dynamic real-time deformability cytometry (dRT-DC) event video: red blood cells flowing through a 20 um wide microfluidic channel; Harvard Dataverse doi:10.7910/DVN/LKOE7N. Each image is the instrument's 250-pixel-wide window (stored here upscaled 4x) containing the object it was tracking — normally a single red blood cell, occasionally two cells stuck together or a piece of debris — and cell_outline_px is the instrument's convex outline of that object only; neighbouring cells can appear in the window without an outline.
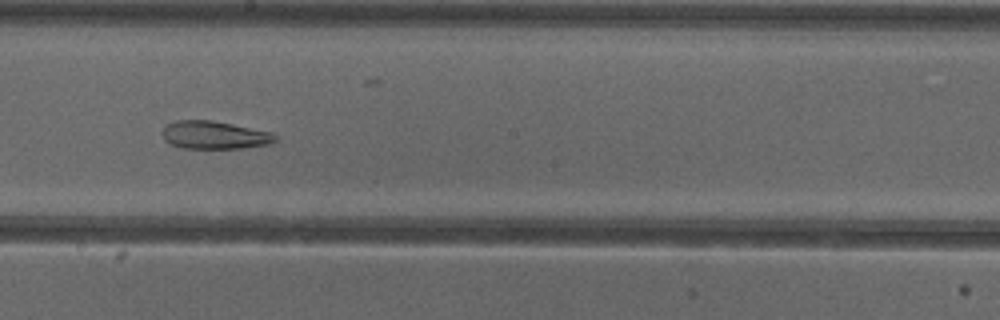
{"species": "common noctule bat (a hibernating species)", "species_latin": "Nyctalus noctula", "temperature_condition": "cold", "stored_images_in_passage": 54, "segment_of_instrument_passage": [2, 2], "camera_frame_rate_fps": 3000, "um_per_image_px": 0.085, "animal": {"sex": "female"}, "frame": {"image": 1, "passage_image": 31, "time_ms": 10.0, "image_size_px": [1000, 320], "cell_outline_px": [[276, 140], [268, 144], [244, 148], [180, 148], [164, 140], [160, 132], [168, 124], [176, 120], [212, 120], [272, 132], [276, 136]], "centroid_in_image_um": [18.2, 11.48], "position_along_channel_um": 230.0, "area_um2": 18.38}}
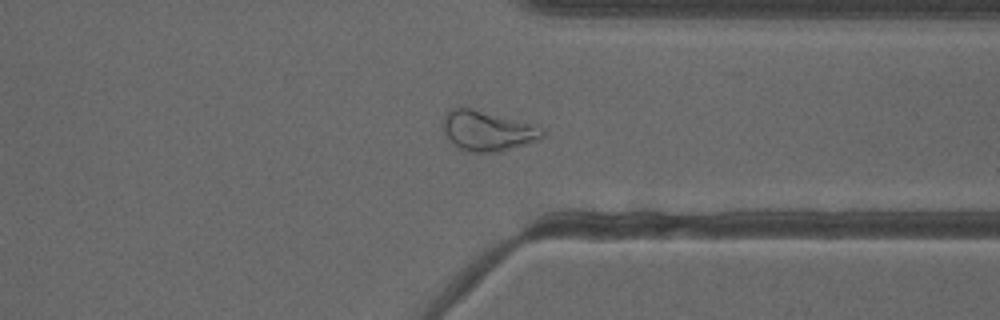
{"frame": {"image": 2, "passage_image": 42, "time_ms": 13.667, "image_size_px": [1000, 320], "cell_outline_px": [[544, 136], [540, 140], [528, 144], [496, 152], [472, 152], [460, 148], [448, 140], [444, 136], [444, 116], [448, 108], [472, 108], [536, 124], [544, 128]], "centroid_in_image_um": [41.48, 11.11], "position_along_channel_um": 369.9, "area_um2": 23.47}}
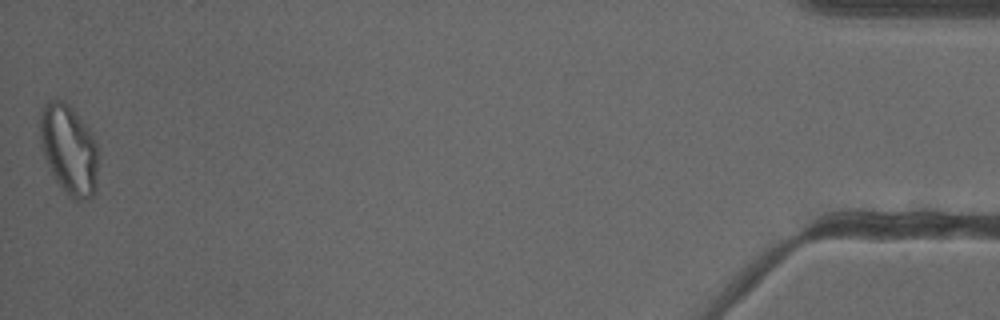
{"frame": {"image": 3, "passage_image": 54, "time_ms": 17.667, "image_size_px": [1000, 320], "cell_outline_px": [[96, 188], [92, 196], [84, 200], [72, 200], [68, 196], [56, 180], [40, 148], [40, 112], [44, 104], [48, 100], [56, 96], [64, 100], [72, 108], [92, 132], [96, 144]], "centroid_in_image_um": [5.83, 12.66], "position_along_channel_um": 429.4, "area_um2": 30.58}}